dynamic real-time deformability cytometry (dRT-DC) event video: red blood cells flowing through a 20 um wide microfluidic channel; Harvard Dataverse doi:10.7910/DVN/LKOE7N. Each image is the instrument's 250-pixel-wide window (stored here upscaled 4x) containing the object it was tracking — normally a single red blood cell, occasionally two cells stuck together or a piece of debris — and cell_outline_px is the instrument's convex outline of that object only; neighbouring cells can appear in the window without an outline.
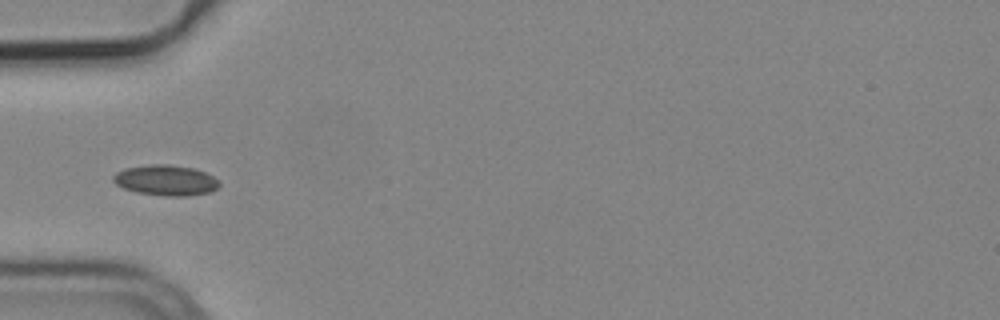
{"species": "common noctule bat (a hibernating species)", "species_latin": "Nyctalus noctula", "temperature_condition": "cold", "stored_images_in_passage": 4, "camera_frame_rate_fps": 3000, "um_per_image_px": 0.085, "animal": {"sex": "male", "body_mass_g": 19.2, "forearm_length_mm": 51.8}, "frame": {"image": 1, "passage_image": 3, "time_ms": 0.667, "image_size_px": [1000, 320], "cell_outline_px": [[220, 184], [216, 188], [208, 192], [188, 196], [164, 196], [136, 192], [124, 188], [116, 184], [112, 180], [112, 176], [116, 172], [124, 168], [148, 164], [168, 164], [192, 168], [204, 172], [220, 180]], "centroid_in_image_um": [14.06, 15.32], "position_along_channel_um": 70.9, "area_um2": 18.9}}